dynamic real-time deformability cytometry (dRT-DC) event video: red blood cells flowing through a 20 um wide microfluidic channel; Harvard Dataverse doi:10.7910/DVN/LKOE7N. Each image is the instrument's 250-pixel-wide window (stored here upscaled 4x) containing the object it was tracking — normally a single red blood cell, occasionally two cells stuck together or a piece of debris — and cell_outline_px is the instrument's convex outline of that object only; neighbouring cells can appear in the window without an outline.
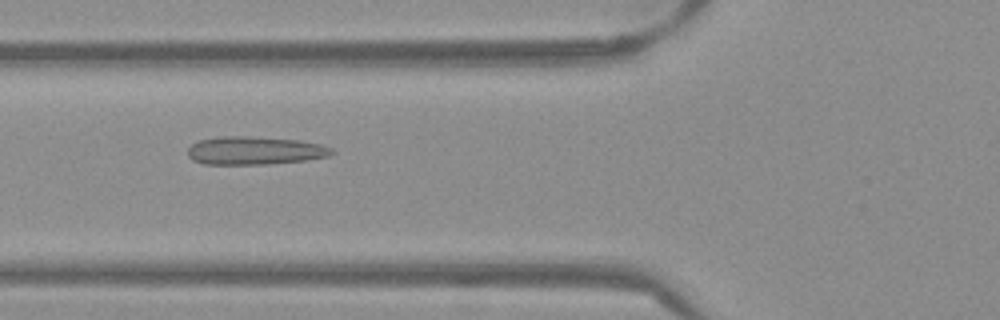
{"species": "Egyptian fruit bat (a non-hibernating species)", "species_latin": "Rousettus aegyptiacus", "temperature_condition": "warm", "stored_images_in_passage": 52, "camera_frame_rate_fps": 3000, "um_per_image_px": 0.085, "frame": {"image": 1, "passage_image": 19, "time_ms": 6.0, "image_size_px": [1000, 320], "cell_outline_px": [[336, 152], [328, 156], [304, 160], [264, 164], [204, 164], [192, 160], [188, 156], [188, 148], [192, 144], [200, 140], [216, 136], [248, 136], [300, 140], [324, 144], [332, 148]], "centroid_in_image_um": [21.66, 12.79], "position_along_channel_um": 104.1, "area_um2": 23.76}}
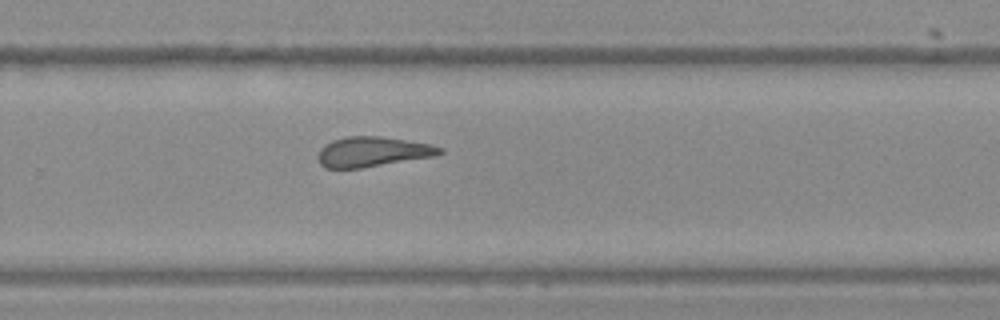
{"frame": {"image": 2, "passage_image": 34, "time_ms": 11.0, "image_size_px": [1000, 320], "cell_outline_px": [[444, 152], [436, 156], [364, 168], [324, 168], [320, 164], [316, 156], [320, 148], [324, 144], [332, 140], [344, 136], [380, 136], [428, 144], [444, 148]], "centroid_in_image_um": [31.63, 12.91], "position_along_channel_um": 298.2, "area_um2": 21.56}}
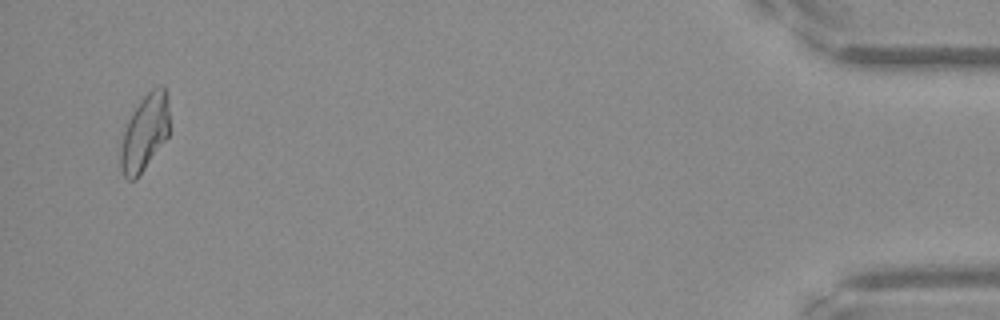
{"frame": {"image": 3, "passage_image": 50, "time_ms": 16.333, "image_size_px": [1000, 320], "cell_outline_px": [[168, 136], [136, 180], [128, 180], [124, 176], [120, 168], [120, 144], [128, 120], [132, 112], [144, 96], [152, 88], [160, 84], [164, 84], [168, 92]], "centroid_in_image_um": [12.3, 11.25], "position_along_channel_um": 422.9, "area_um2": 21.79}, "authors_computed_cell_mechanics": {"area_um2": 22.4264, "velocity_mm_per_s": 3.8754, "shape_relaxation_time_tau1_ms": null, "shape_relaxation_time_tau2_ms": 1.8251, "deformation_change_tau1": null, "deformation_change_tau2": 0.1048}}